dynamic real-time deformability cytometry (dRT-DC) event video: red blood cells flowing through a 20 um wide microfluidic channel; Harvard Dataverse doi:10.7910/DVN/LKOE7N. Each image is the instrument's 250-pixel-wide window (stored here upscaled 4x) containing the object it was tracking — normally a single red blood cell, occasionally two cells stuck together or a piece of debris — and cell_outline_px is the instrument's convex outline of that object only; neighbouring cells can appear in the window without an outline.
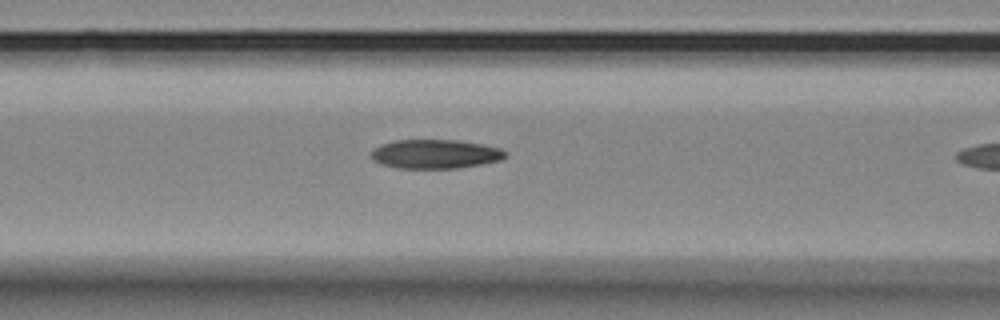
{"species": "Egyptian fruit bat (a non-hibernating species)", "species_latin": "Rousettus aegyptiacus", "temperature_condition": "room temperature", "stored_images_in_passage": 19, "camera_frame_rate_fps": 3000, "um_per_image_px": 0.085, "animal": {"sex": "female"}, "frame": {"image": 1, "passage_image": 14, "time_ms": 4.333, "image_size_px": [1000, 320], "cell_outline_px": [[508, 156], [500, 160], [460, 168], [396, 168], [380, 164], [372, 160], [372, 152], [376, 148], [392, 140], [456, 140], [480, 144], [500, 148], [508, 152]], "centroid_in_image_um": [37.02, 13.1], "position_along_channel_um": 129.6, "area_um2": 22.66}}